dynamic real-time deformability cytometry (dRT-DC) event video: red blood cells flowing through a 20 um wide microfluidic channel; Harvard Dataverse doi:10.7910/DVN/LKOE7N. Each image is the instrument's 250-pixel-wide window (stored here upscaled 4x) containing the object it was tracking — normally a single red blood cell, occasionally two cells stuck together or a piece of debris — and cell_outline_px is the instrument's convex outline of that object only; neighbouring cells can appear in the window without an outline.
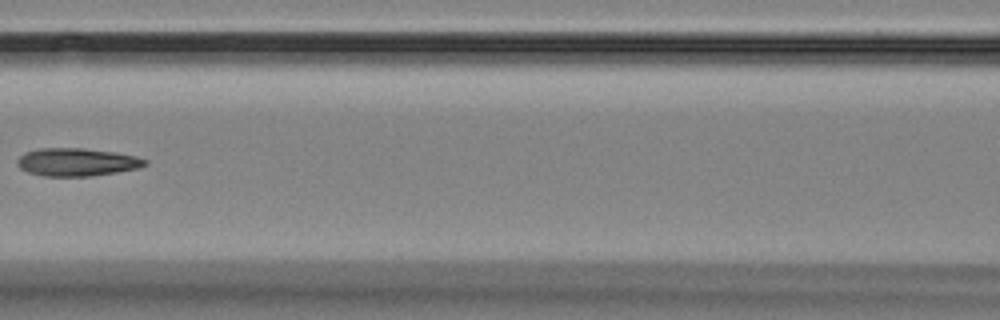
{"species": "Egyptian fruit bat (a non-hibernating species)", "species_latin": "Rousettus aegyptiacus", "temperature_condition": "room temperature", "stored_images_in_passage": 7, "camera_frame_rate_fps": 3000, "um_per_image_px": 0.085, "animal": {"sex": "female"}, "frame": {"image": 1, "passage_image": 6, "time_ms": 6.667, "image_size_px": [1000, 320], "cell_outline_px": [[148, 164], [140, 168], [92, 176], [44, 176], [28, 172], [20, 168], [16, 164], [16, 160], [24, 152], [40, 148], [84, 148], [116, 152], [136, 156], [148, 160]], "centroid_in_image_um": [6.54, 13.77], "position_along_channel_um": 160.1, "area_um2": 20.98}}
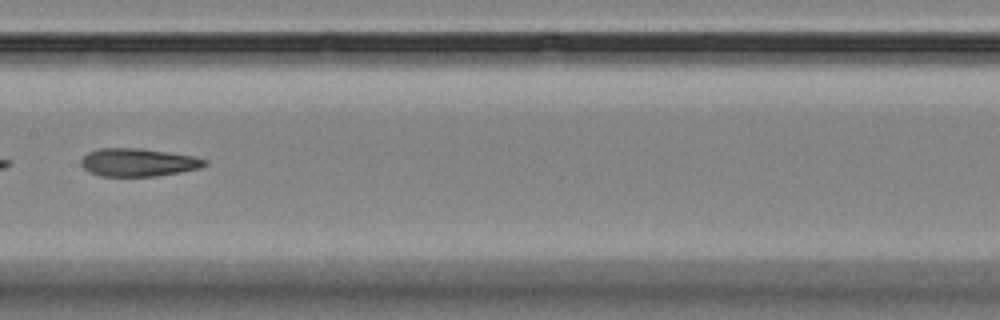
{"frame": {"image": 2, "passage_image": 7, "time_ms": 7.667, "image_size_px": [1000, 320], "cell_outline_px": [[208, 164], [200, 168], [180, 172], [156, 176], [100, 176], [88, 172], [80, 164], [80, 160], [88, 152], [100, 148], [140, 148], [192, 156], [208, 160]], "centroid_in_image_um": [11.72, 13.81], "position_along_channel_um": 195.7, "area_um2": 20.17}}